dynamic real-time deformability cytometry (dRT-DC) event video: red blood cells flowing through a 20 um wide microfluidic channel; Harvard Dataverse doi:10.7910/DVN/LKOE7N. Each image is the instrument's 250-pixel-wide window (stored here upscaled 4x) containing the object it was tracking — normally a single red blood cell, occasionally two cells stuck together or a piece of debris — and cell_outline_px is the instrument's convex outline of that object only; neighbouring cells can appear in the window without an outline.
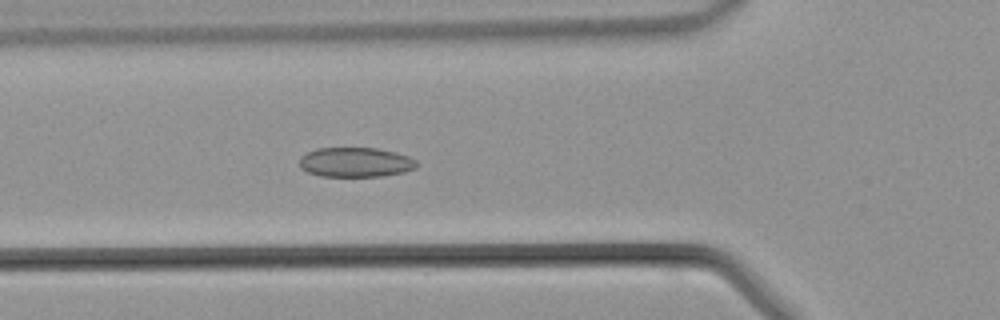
{"species": "common noctule bat (a hibernating species)", "species_latin": "Nyctalus noctula", "temperature_condition": "warm", "stored_images_in_passage": 39, "camera_frame_rate_fps": 3000, "um_per_image_px": 0.085, "animal": {"sex": "male", "body_mass_g": 21.5, "forearm_length_mm": 52.0}, "frame": {"image": 1, "passage_image": 9, "time_ms": 2.667, "image_size_px": [1000, 320], "cell_outline_px": [[416, 168], [404, 172], [384, 176], [320, 176], [308, 172], [300, 168], [300, 156], [316, 148], [376, 148], [396, 152], [408, 156], [416, 160]], "centroid_in_image_um": [30.22, 13.79], "position_along_channel_um": 95.6, "area_um2": 20.29}}
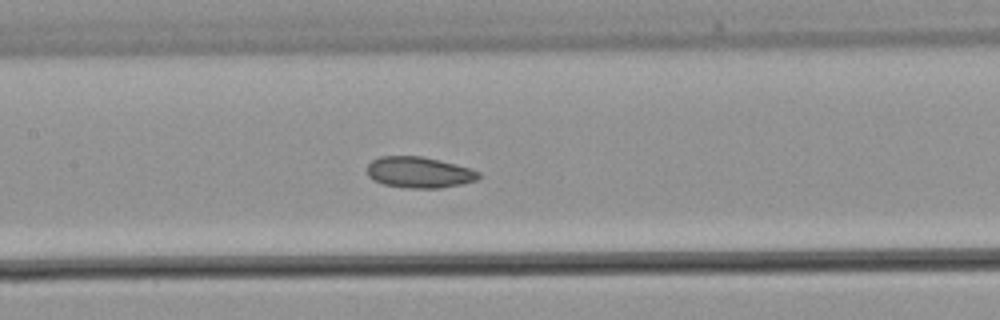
{"frame": {"image": 2, "passage_image": 14, "time_ms": 4.333, "image_size_px": [1000, 320], "cell_outline_px": [[480, 176], [476, 180], [460, 184], [440, 188], [408, 188], [384, 184], [372, 180], [368, 176], [368, 164], [372, 160], [380, 156], [424, 156], [472, 168], [480, 172]], "centroid_in_image_um": [35.63, 14.64], "position_along_channel_um": 171.8, "area_um2": 20.29}}
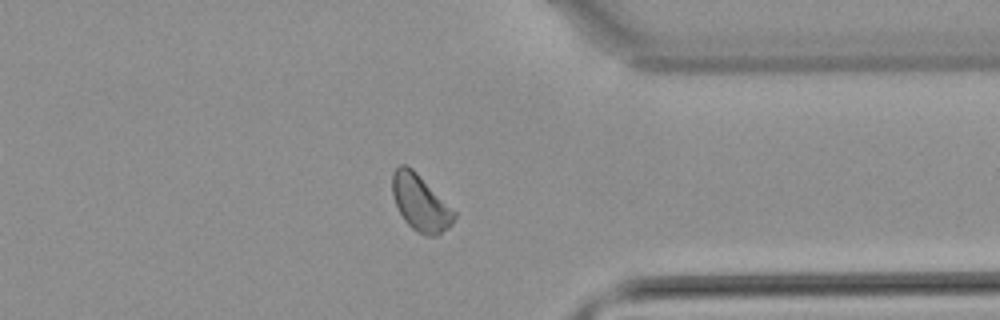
{"frame": {"image": 3, "passage_image": 28, "time_ms": 9.0, "image_size_px": [1000, 320], "cell_outline_px": [[456, 216], [452, 224], [448, 228], [436, 236], [424, 236], [416, 232], [404, 220], [396, 204], [392, 192], [392, 172], [400, 164], [408, 164], [456, 212]], "centroid_in_image_um": [35.73, 17.25], "position_along_channel_um": 375.7, "area_um2": 20.17}}